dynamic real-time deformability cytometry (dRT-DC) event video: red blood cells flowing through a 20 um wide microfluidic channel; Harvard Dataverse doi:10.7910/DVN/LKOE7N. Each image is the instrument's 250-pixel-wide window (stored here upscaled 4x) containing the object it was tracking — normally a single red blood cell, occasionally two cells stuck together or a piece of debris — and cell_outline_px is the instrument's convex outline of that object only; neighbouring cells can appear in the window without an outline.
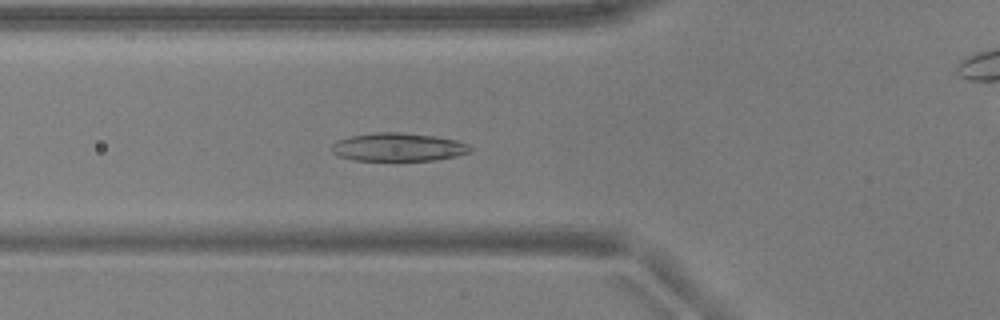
{"species": "common noctule bat (a hibernating species)", "species_latin": "Nyctalus noctula", "temperature_condition": "warm", "stored_images_in_passage": 38, "camera_frame_rate_fps": 3000, "um_per_image_px": 0.085, "animal": {"sex": "male", "body_mass_g": 17.9, "forearm_length_mm": 54.2}, "frame": {"image": 1, "passage_image": 19, "time_ms": 6.0, "image_size_px": [1000, 320], "cell_outline_px": [[472, 152], [456, 156], [436, 160], [352, 160], [340, 156], [332, 152], [332, 144], [336, 140], [352, 136], [372, 132], [400, 132], [432, 136], [456, 140], [468, 144], [472, 148]], "centroid_in_image_um": [33.85, 12.5], "position_along_channel_um": 91.9, "area_um2": 22.77}}
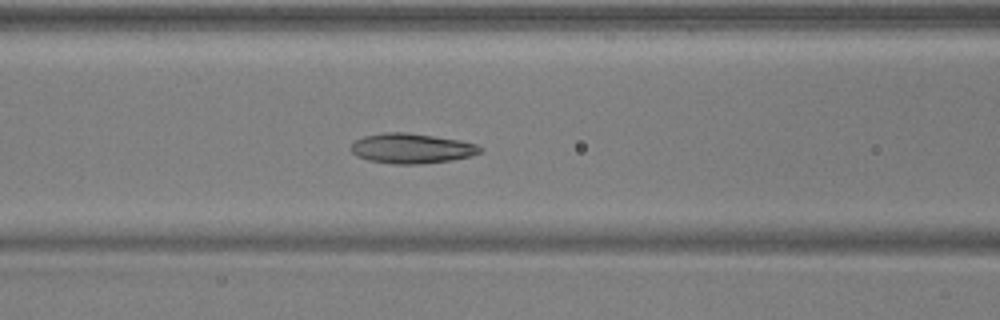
{"frame": {"image": 2, "passage_image": 22, "time_ms": 7.0, "image_size_px": [1000, 320], "cell_outline_px": [[484, 148], [480, 152], [472, 156], [452, 160], [420, 164], [396, 164], [368, 160], [356, 156], [348, 148], [356, 140], [364, 136], [384, 132], [404, 132], [460, 140], [476, 144]], "centroid_in_image_um": [34.98, 12.62], "position_along_channel_um": 131.6, "area_um2": 22.6}}
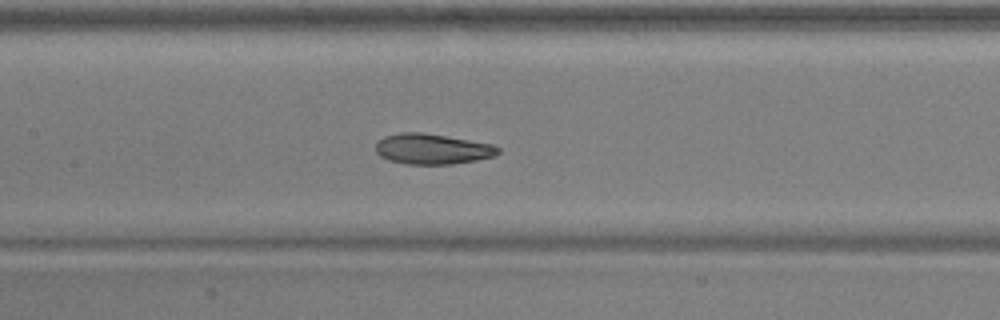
{"frame": {"image": 3, "passage_image": 25, "time_ms": 8.0, "image_size_px": [1000, 320], "cell_outline_px": [[500, 152], [492, 156], [476, 160], [452, 164], [404, 164], [388, 160], [380, 156], [376, 152], [376, 144], [384, 136], [400, 132], [424, 132], [492, 144], [500, 148]], "centroid_in_image_um": [36.72, 12.66], "position_along_channel_um": 170.7, "area_um2": 21.73}}